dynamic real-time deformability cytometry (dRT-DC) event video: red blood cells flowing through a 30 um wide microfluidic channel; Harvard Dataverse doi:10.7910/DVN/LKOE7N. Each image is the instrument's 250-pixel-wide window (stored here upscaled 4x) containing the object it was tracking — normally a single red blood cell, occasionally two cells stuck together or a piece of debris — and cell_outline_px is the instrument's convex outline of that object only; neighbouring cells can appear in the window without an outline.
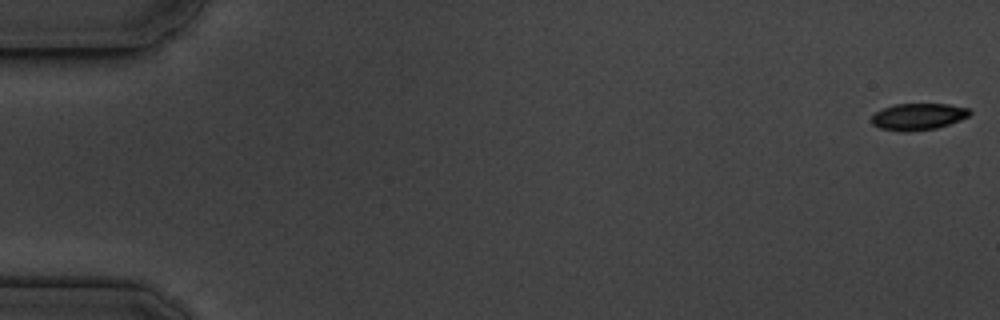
{"species": "common noctule bat (a hibernating species)", "species_latin": "Nyctalus noctula", "temperature_condition": "cold", "stored_images_in_passage": 56, "camera_frame_rate_fps": 3000, "um_per_image_px": 0.085, "animal": {"sex": "male", "body_mass_g": 19.5, "forearm_length_mm": 54.6}, "frame": {"image": 1, "passage_image": 1, "time_ms": 0.0, "image_size_px": [1000, 320], "cell_outline_px": [[968, 116], [948, 124], [932, 128], [884, 128], [876, 124], [872, 120], [872, 116], [876, 112], [884, 108], [900, 104], [944, 104], [968, 108]], "centroid_in_image_um": [78.09, 9.84], "position_along_channel_um": 6.9, "area_um2": 13.76}}
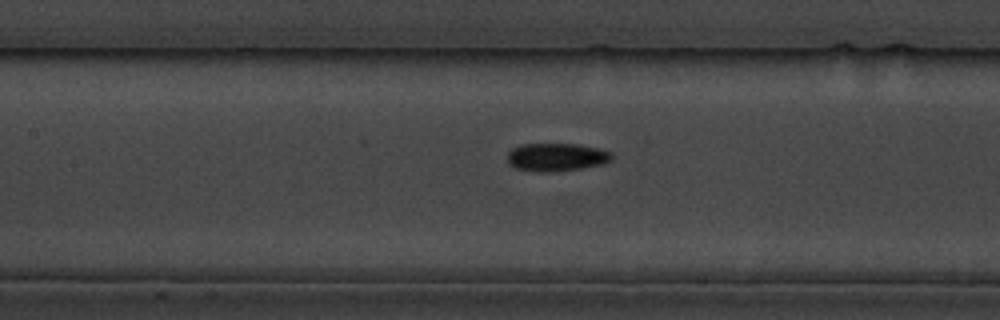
{"frame": {"image": 2, "passage_image": 26, "time_ms": 8.333, "image_size_px": [1000, 320], "cell_outline_px": [[612, 156], [608, 160], [596, 164], [576, 168], [520, 168], [512, 164], [508, 160], [508, 156], [516, 148], [528, 144], [572, 144], [592, 148], [608, 152]], "centroid_in_image_um": [47.3, 13.28], "position_along_channel_um": 160.1, "area_um2": 14.74}}
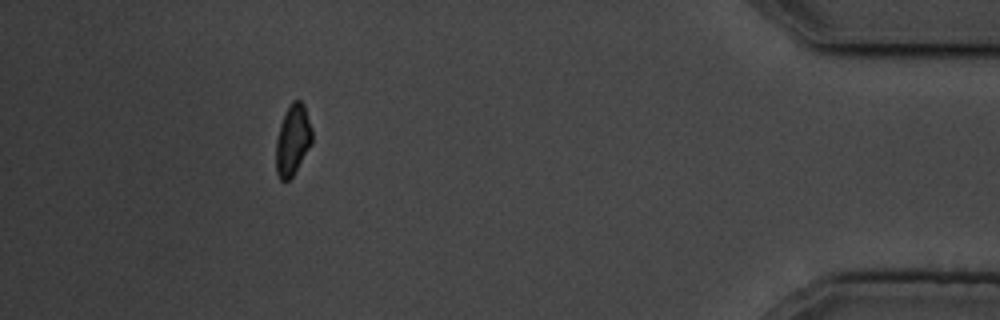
{"frame": {"image": 3, "passage_image": 51, "time_ms": 16.667, "image_size_px": [1000, 320], "cell_outline_px": [[312, 140], [292, 176], [288, 180], [280, 180], [276, 168], [276, 144], [280, 128], [284, 116], [292, 100], [300, 100], [304, 108], [312, 132]], "centroid_in_image_um": [24.86, 11.91], "position_along_channel_um": 410.3, "area_um2": 13.99}, "authors_computed_cell_mechanics": {"area_um2": 14.45, "velocity_mm_per_s": 3.6498, "shape_relaxation_time_tau1_ms": 3.2201, "shape_relaxation_time_tau2_ms": 7.1888, "deformation_change_tau1": 0.132, "deformation_change_tau2": 0.1326}}